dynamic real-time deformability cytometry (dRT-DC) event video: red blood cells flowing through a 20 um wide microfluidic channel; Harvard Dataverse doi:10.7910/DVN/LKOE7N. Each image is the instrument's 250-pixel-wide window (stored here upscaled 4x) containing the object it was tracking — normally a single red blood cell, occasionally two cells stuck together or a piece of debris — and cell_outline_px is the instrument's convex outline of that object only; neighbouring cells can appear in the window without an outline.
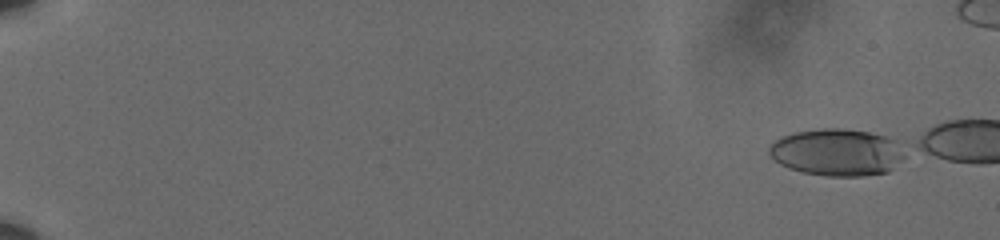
{"species": "human", "species_latin": "Homo sapiens", "temperature_condition": "cold", "stored_images_in_passage": 14, "camera_frame_rate_fps": 3000, "um_per_image_px": 0.085, "donor": {"sex": "male"}, "frame": {"image": 1, "passage_image": 1, "time_ms": 0.0, "image_size_px": [1000, 240], "cell_outline_px": [[904, 156], [888, 172], [864, 176], [828, 176], [804, 172], [788, 168], [780, 164], [768, 152], [768, 148], [776, 140], [784, 136], [796, 132], [820, 128], [844, 128], [868, 132], [884, 136], [892, 140]], "centroid_in_image_um": [71.1, 12.95], "position_along_channel_um": 13.9, "area_um2": 36.53}}